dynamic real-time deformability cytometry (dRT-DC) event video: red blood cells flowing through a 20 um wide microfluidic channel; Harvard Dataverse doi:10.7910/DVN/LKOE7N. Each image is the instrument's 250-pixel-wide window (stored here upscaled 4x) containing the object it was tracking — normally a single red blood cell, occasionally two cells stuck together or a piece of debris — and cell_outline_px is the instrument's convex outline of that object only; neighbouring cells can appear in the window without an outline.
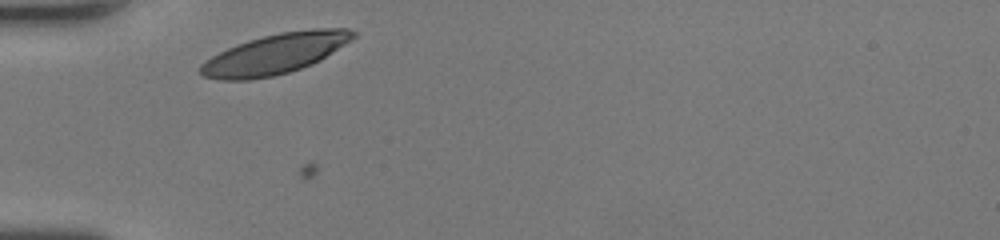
{"species": "human", "species_latin": "Homo sapiens", "temperature_condition": "room temperature", "stored_images_in_passage": 19, "camera_frame_rate_fps": 3000, "um_per_image_px": 0.085, "donor": {"sex": "female"}, "frame": {"image": 1, "passage_image": 1, "time_ms": 0.0, "image_size_px": [1000, 240], "cell_outline_px": [[356, 36], [352, 40], [320, 60], [312, 64], [288, 72], [272, 76], [248, 80], [220, 80], [204, 76], [200, 72], [200, 64], [212, 56], [236, 44], [248, 40], [280, 32], [312, 28], [348, 28], [356, 32]], "centroid_in_image_um": [23.41, 4.57], "position_along_channel_um": 61.6, "area_um2": 35.66}}
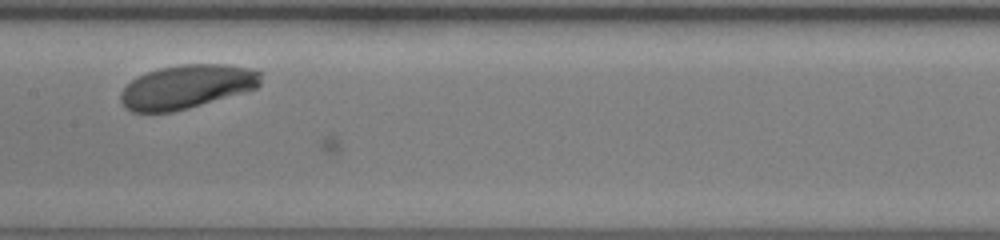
{"frame": {"image": 2, "passage_image": 11, "time_ms": 3.333, "image_size_px": [1000, 240], "cell_outline_px": [[264, 72], [260, 84], [256, 88], [188, 108], [172, 112], [132, 112], [124, 108], [120, 100], [120, 92], [136, 76], [160, 68], [180, 64], [228, 64], [256, 68]], "centroid_in_image_um": [15.9, 7.35], "position_along_channel_um": 191.5, "area_um2": 36.01}}
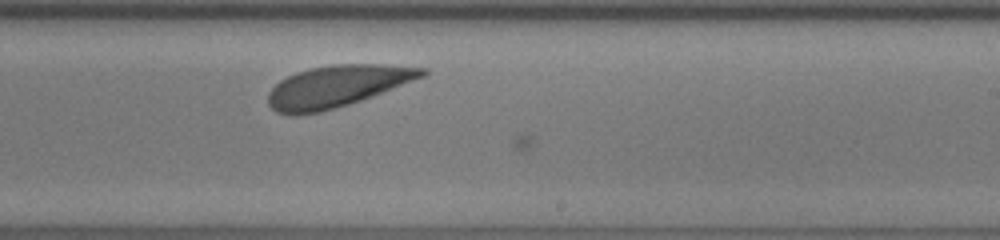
{"frame": {"image": 3, "passage_image": 16, "time_ms": 5.0, "image_size_px": [1000, 240], "cell_outline_px": [[428, 72], [424, 76], [372, 96], [348, 104], [320, 112], [300, 116], [288, 116], [276, 112], [268, 104], [268, 92], [280, 80], [296, 72], [308, 68], [332, 64], [384, 64], [428, 68]], "centroid_in_image_um": [28.61, 7.34], "position_along_channel_um": 260.4, "area_um2": 37.51}}